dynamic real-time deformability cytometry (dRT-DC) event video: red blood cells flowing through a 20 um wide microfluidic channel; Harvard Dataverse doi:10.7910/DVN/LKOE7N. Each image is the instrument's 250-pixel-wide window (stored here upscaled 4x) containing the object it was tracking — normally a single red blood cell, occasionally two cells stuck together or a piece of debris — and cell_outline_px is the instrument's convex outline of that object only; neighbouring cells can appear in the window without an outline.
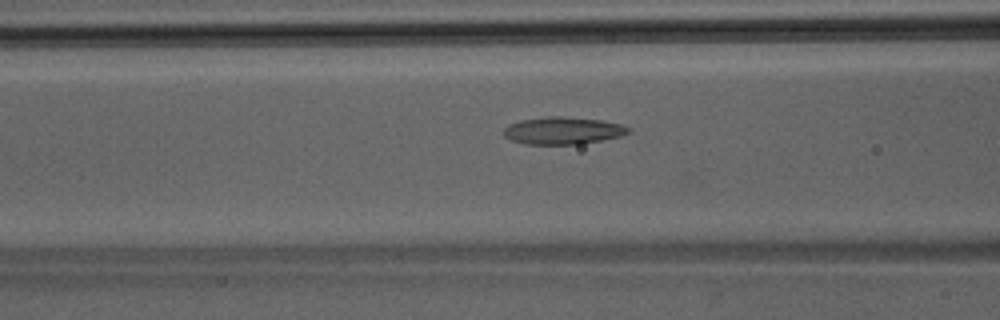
{"species": "Egyptian fruit bat (a non-hibernating species)", "species_latin": "Rousettus aegyptiacus", "temperature_condition": "room temperature", "stored_images_in_passage": 31, "camera_frame_rate_fps": 3000, "um_per_image_px": 0.085, "animal": {"sex": "male"}, "frame": {"image": 1, "passage_image": 4, "time_ms": 1.0, "image_size_px": [1000, 320], "cell_outline_px": [[632, 128], [628, 132], [620, 136], [580, 144], [524, 144], [512, 140], [504, 136], [504, 128], [508, 124], [520, 120], [548, 116], [564, 116], [600, 120], [620, 124]], "centroid_in_image_um": [47.81, 11.09], "position_along_channel_um": 118.8, "area_um2": 19.77}}
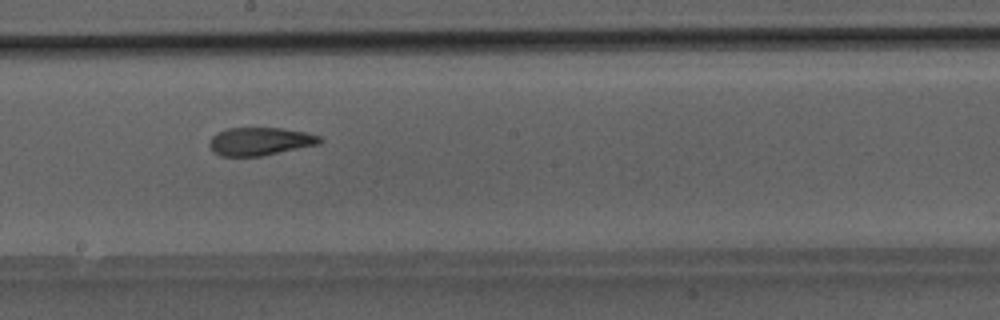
{"frame": {"image": 2, "passage_image": 11, "time_ms": 3.333, "image_size_px": [1000, 320], "cell_outline_px": [[324, 140], [320, 144], [264, 156], [220, 156], [212, 152], [208, 144], [208, 140], [212, 136], [228, 128], [280, 128], [304, 132], [320, 136]], "centroid_in_image_um": [22.1, 12.03], "position_along_channel_um": 226.1, "area_um2": 18.21}}
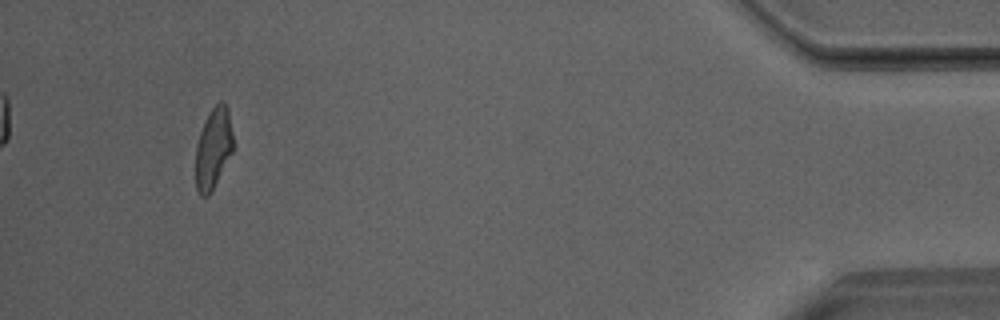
{"frame": {"image": 3, "passage_image": 28, "time_ms": 9.0, "image_size_px": [1000, 320], "cell_outline_px": [[232, 152], [208, 196], [200, 196], [196, 188], [196, 144], [200, 132], [212, 108], [220, 100], [224, 100], [228, 108], [232, 136]], "centroid_in_image_um": [18.12, 12.59], "position_along_channel_um": 417.1, "area_um2": 17.22}}